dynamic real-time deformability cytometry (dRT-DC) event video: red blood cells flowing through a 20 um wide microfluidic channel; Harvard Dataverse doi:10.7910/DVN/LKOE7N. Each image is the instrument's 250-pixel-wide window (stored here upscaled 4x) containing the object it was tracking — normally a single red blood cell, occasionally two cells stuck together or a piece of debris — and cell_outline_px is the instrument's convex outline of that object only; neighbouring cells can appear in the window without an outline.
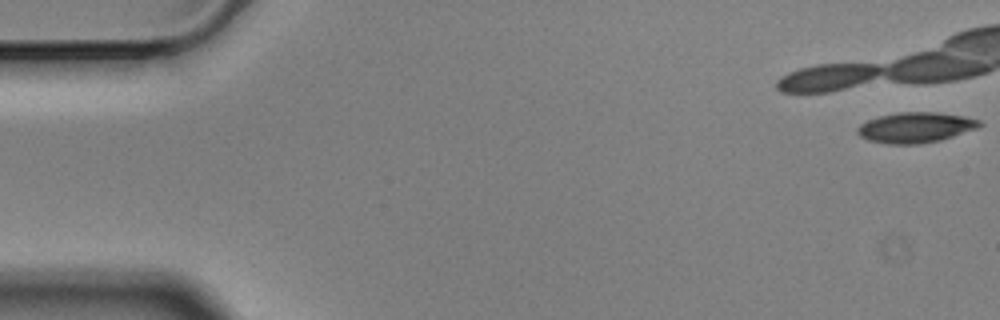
{"species": "Egyptian fruit bat (a non-hibernating species)", "species_latin": "Rousettus aegyptiacus", "temperature_condition": "cold", "stored_images_in_passage": 18, "camera_frame_rate_fps": 3000, "um_per_image_px": 0.085, "animal": {"sex": "male"}, "frame": {"image": 1, "passage_image": 1, "time_ms": 0.0, "image_size_px": [1000, 320], "cell_outline_px": [[984, 124], [976, 128], [940, 140], [920, 144], [888, 144], [868, 140], [860, 136], [856, 132], [856, 128], [860, 124], [868, 120], [880, 116], [900, 112], [936, 112], [964, 116], [980, 120]], "centroid_in_image_um": [77.8, 10.83], "position_along_channel_um": 7.2, "area_um2": 21.56}}